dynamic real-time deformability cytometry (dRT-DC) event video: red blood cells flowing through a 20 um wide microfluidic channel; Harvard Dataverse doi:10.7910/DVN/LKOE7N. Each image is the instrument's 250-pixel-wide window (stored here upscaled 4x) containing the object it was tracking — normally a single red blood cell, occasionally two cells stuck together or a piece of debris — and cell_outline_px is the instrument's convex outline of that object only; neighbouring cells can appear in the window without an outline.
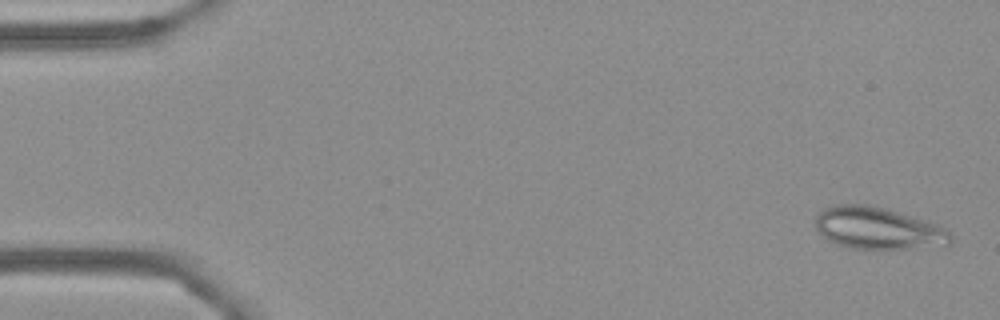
{"species": "Egyptian fruit bat (a non-hibernating species)", "species_latin": "Rousettus aegyptiacus", "temperature_condition": "cold", "stored_images_in_passage": 55, "camera_frame_rate_fps": 3000, "um_per_image_px": 0.085, "frame": {"image": 1, "passage_image": 2, "time_ms": 0.333, "image_size_px": [1000, 320], "cell_outline_px": [[952, 240], [948, 244], [908, 248], [852, 248], [836, 244], [828, 240], [816, 228], [816, 216], [824, 208], [832, 204], [868, 204], [888, 208], [936, 224], [944, 228], [952, 236]], "centroid_in_image_um": [74.59, 19.37], "position_along_channel_um": 10.4, "area_um2": 32.77}}
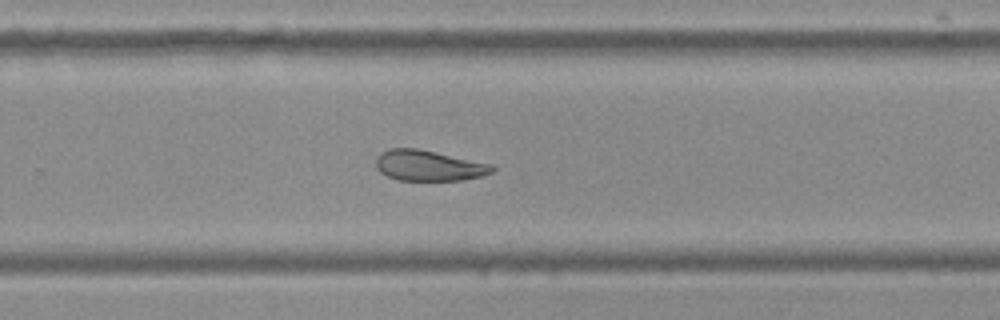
{"frame": {"image": 2, "passage_image": 36, "time_ms": 11.667, "image_size_px": [1000, 320], "cell_outline_px": [[496, 168], [492, 172], [480, 176], [460, 180], [400, 180], [388, 176], [380, 172], [376, 168], [376, 156], [380, 152], [388, 148], [416, 148], [496, 164]], "centroid_in_image_um": [36.45, 14.06], "position_along_channel_um": 293.3, "area_um2": 20.92}}
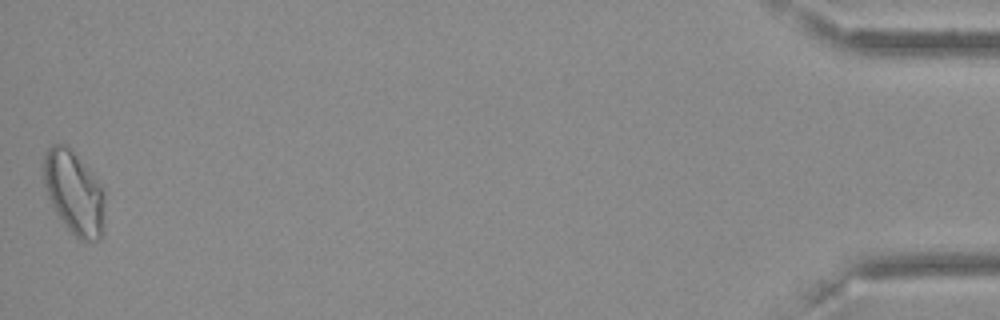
{"frame": {"image": 3, "passage_image": 55, "time_ms": 18.0, "image_size_px": [1000, 320], "cell_outline_px": [[104, 232], [100, 240], [80, 240], [68, 228], [56, 212], [48, 196], [44, 184], [44, 156], [48, 148], [52, 144], [68, 144], [100, 184], [104, 192]], "centroid_in_image_um": [6.31, 16.37], "position_along_channel_um": 428.9, "area_um2": 29.54}, "authors_computed_cell_mechanics": {"area_um2": 23.987, "velocity_mm_per_s": 3.6328, "shape_relaxation_time_tau1_ms": null, "shape_relaxation_time_tau2_ms": 2.9546, "deformation_change_tau1": null, "deformation_change_tau2": 0.0886}}